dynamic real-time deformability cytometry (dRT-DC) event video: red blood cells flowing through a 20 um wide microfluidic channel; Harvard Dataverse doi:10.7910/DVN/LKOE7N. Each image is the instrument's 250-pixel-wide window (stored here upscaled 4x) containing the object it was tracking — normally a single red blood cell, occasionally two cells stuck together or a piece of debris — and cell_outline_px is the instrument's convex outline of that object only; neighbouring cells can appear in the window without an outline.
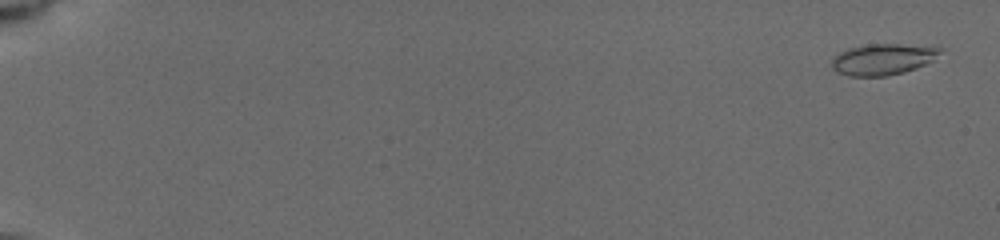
{"species": "common noctule bat (a hibernating species)", "species_latin": "Nyctalus noctula", "temperature_condition": "cold", "stored_images_in_passage": 27, "camera_frame_rate_fps": 3000, "um_per_image_px": 0.085, "animal": {"sex": "female", "body_mass_g": 19.5, "forearm_length_mm": 54.1}, "frame": {"image": 1, "passage_image": 4, "time_ms": 0.667, "image_size_px": [1000, 240], "cell_outline_px": [[944, 48], [932, 60], [916, 68], [904, 72], [888, 76], [848, 76], [836, 72], [832, 68], [832, 56], [848, 48], [868, 44], [900, 44]], "centroid_in_image_um": [74.98, 5.04], "position_along_channel_um": 10.0, "area_um2": 19.65}}
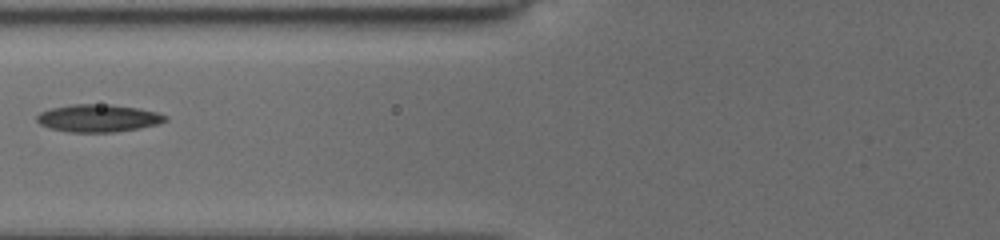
{"frame": {"image": 2, "passage_image": 23, "time_ms": 8.333, "image_size_px": [1000, 240], "cell_outline_px": [[168, 120], [156, 124], [140, 128], [116, 132], [68, 132], [48, 128], [40, 124], [36, 120], [36, 116], [40, 112], [52, 108], [72, 104], [108, 104], [140, 108], [156, 112], [168, 116]], "centroid_in_image_um": [8.34, 10.04], "position_along_channel_um": 117.5, "area_um2": 20.75}}
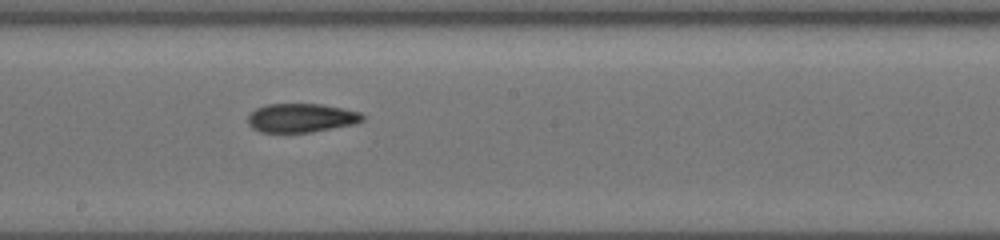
{"frame": {"image": 3, "passage_image": 27, "time_ms": 11.0, "image_size_px": [1000, 240], "cell_outline_px": [[364, 120], [356, 124], [312, 132], [260, 132], [252, 128], [248, 124], [248, 116], [256, 108], [268, 104], [324, 104], [360, 112], [364, 116]], "centroid_in_image_um": [25.63, 10.02], "position_along_channel_um": 222.6, "area_um2": 19.36}}